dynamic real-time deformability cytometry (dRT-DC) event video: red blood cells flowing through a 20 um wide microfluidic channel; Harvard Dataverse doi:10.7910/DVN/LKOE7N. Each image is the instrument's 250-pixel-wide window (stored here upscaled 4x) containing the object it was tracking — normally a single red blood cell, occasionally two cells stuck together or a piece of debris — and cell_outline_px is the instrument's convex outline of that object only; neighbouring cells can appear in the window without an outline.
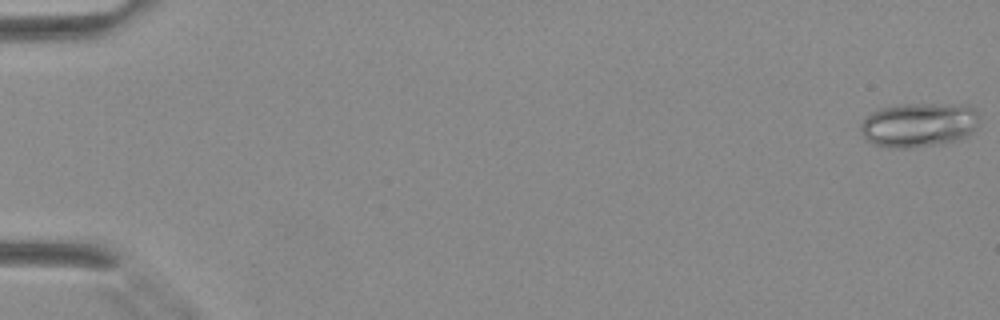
{"species": "Egyptian fruit bat (a non-hibernating species)", "species_latin": "Rousettus aegyptiacus", "temperature_condition": "warm", "stored_images_in_passage": 7, "camera_frame_rate_fps": 3000, "um_per_image_px": 0.085, "animal": {"sex": "female"}, "frame": {"image": 1, "passage_image": 1, "time_ms": 0.0, "image_size_px": [1000, 320], "cell_outline_px": [[980, 120], [976, 128], [968, 136], [960, 140], [940, 144], [908, 148], [888, 148], [876, 144], [868, 140], [864, 136], [860, 128], [860, 124], [864, 116], [876, 108], [900, 104], [968, 104], [976, 112]], "centroid_in_image_um": [78.1, 10.6], "position_along_channel_um": 6.9, "area_um2": 31.27}}